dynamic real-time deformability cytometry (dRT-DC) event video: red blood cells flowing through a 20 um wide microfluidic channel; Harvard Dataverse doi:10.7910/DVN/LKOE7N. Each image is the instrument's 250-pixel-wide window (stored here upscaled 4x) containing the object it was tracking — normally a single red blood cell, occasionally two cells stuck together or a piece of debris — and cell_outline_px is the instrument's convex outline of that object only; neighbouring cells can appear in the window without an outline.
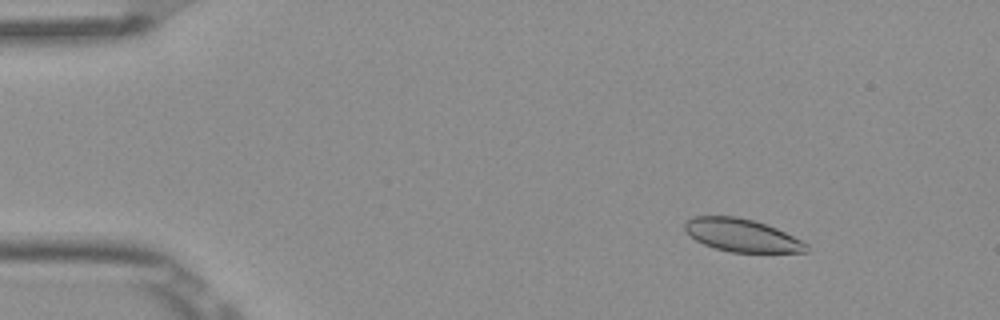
{"species": "Egyptian fruit bat (a non-hibernating species)", "species_latin": "Rousettus aegyptiacus", "temperature_condition": "room temperature", "stored_images_in_passage": 6, "camera_frame_rate_fps": 3000, "um_per_image_px": 0.085, "frame": {"image": 1, "passage_image": 2, "time_ms": 0.333, "image_size_px": [1000, 320], "cell_outline_px": [[808, 252], [732, 252], [716, 248], [704, 244], [696, 240], [684, 228], [684, 224], [692, 216], [736, 216], [752, 220], [776, 228], [808, 244]], "centroid_in_image_um": [63.05, 20.0], "position_along_channel_um": 21.9, "area_um2": 22.89}}
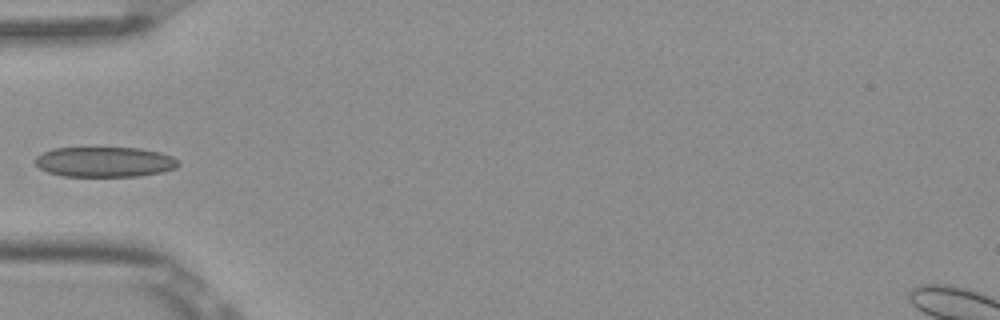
{"frame": {"image": 2, "passage_image": 5, "time_ms": 1.333, "image_size_px": [1000, 320], "cell_outline_px": [[180, 164], [176, 168], [164, 172], [140, 176], [64, 176], [48, 172], [40, 168], [36, 164], [36, 156], [52, 148], [140, 148], [160, 152], [172, 156]], "centroid_in_image_um": [8.93, 13.76], "position_along_channel_um": 76.1, "area_um2": 25.14}}
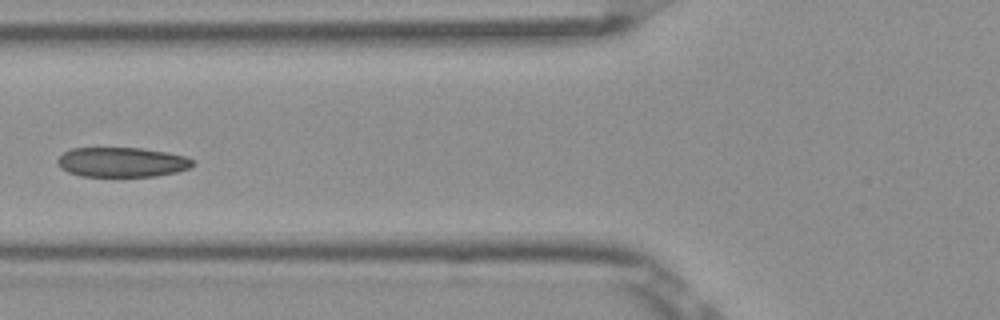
{"frame": {"image": 3, "passage_image": 6, "time_ms": 1.667, "image_size_px": [1000, 320], "cell_outline_px": [[196, 164], [192, 168], [176, 172], [156, 176], [80, 176], [68, 172], [60, 168], [56, 160], [64, 152], [72, 148], [140, 148], [168, 152], [188, 156], [196, 160]], "centroid_in_image_um": [10.43, 13.78], "position_along_channel_um": 115.4, "area_um2": 23.76}}